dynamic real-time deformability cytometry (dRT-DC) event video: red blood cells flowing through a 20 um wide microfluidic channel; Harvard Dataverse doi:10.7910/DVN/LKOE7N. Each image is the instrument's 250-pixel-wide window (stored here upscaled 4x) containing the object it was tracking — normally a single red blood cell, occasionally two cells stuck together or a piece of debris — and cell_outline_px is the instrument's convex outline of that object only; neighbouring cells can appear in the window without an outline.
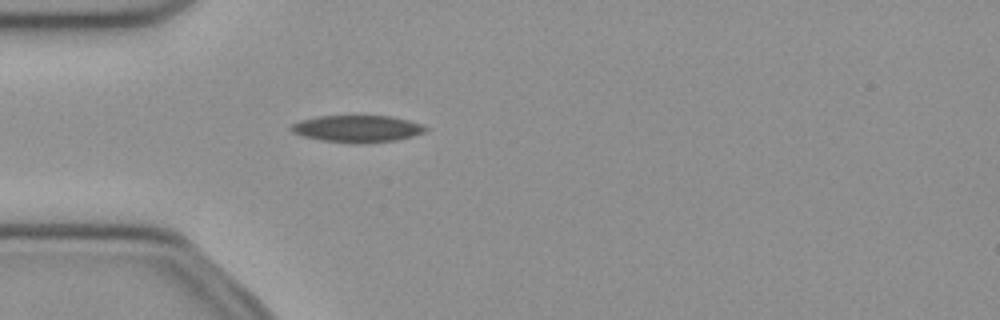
{"species": "common noctule bat (a hibernating species)", "species_latin": "Nyctalus noctula", "temperature_condition": "cold", "stored_images_in_passage": 51, "camera_frame_rate_fps": 3000, "um_per_image_px": 0.085, "animal": {"sex": "female", "body_mass_g": 21.9}, "frame": {"image": 1, "passage_image": 14, "time_ms": 4.333, "image_size_px": [1000, 320], "cell_outline_px": [[428, 128], [424, 132], [412, 136], [396, 140], [324, 140], [304, 136], [292, 132], [288, 128], [292, 124], [300, 120], [320, 116], [392, 116], [424, 124]], "centroid_in_image_um": [30.38, 10.88], "position_along_channel_um": 54.6, "area_um2": 20.0}}
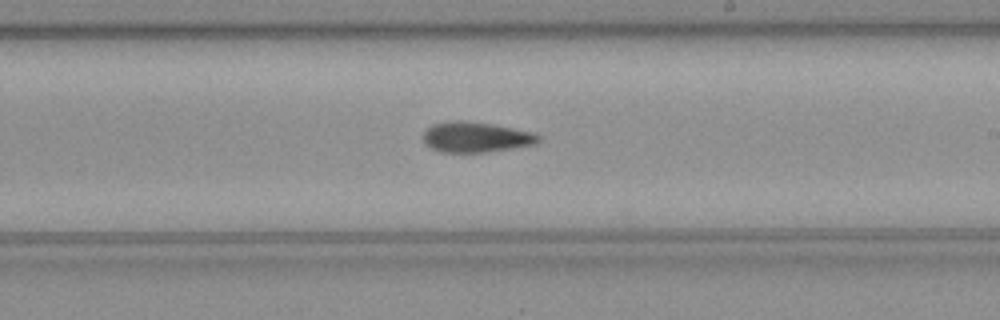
{"frame": {"image": 2, "passage_image": 29, "time_ms": 9.333, "image_size_px": [1000, 320], "cell_outline_px": [[540, 140], [536, 144], [488, 152], [440, 152], [424, 144], [424, 132], [432, 124], [452, 120], [460, 120], [492, 124], [536, 132], [540, 136]], "centroid_in_image_um": [40.47, 11.65], "position_along_channel_um": 248.5, "area_um2": 20.52}}
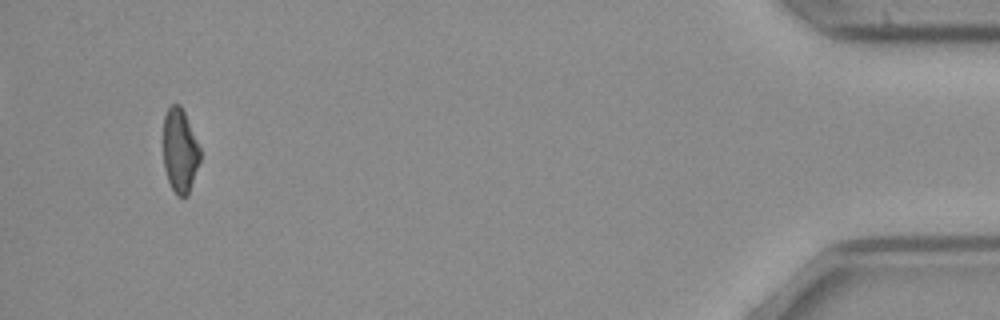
{"frame": {"image": 3, "passage_image": 48, "time_ms": 15.667, "image_size_px": [1000, 320], "cell_outline_px": [[200, 160], [188, 196], [176, 196], [168, 180], [164, 168], [164, 116], [168, 108], [172, 104], [180, 104], [184, 112], [200, 148]], "centroid_in_image_um": [15.29, 12.83], "position_along_channel_um": 419.9, "area_um2": 17.86}, "authors_computed_cell_mechanics": {"area_um2": 20.1722, "velocity_mm_per_s": 3.9786, "shape_relaxation_time_tau1_ms": null, "shape_relaxation_time_tau2_ms": 10.1952, "deformation_change_tau1": null, "deformation_change_tau2": 0.1892}}